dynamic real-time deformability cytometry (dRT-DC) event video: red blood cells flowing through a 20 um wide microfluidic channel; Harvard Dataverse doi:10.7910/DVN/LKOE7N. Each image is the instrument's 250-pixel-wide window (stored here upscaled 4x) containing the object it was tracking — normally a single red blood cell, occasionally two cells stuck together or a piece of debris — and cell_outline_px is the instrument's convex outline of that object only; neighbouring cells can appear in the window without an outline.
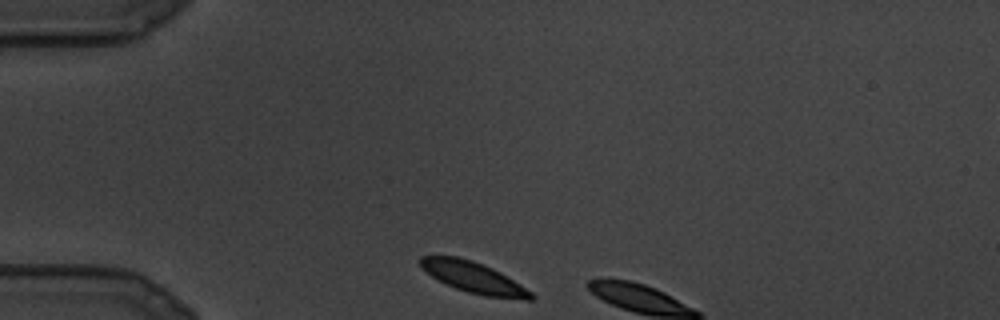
{"species": "common noctule bat (a hibernating species)", "species_latin": "Nyctalus noctula", "temperature_condition": "cold", "stored_images_in_passage": 2, "camera_frame_rate_fps": 3000, "um_per_image_px": 0.085, "animal": {"sex": "male", "body_mass_g": 19.5, "forearm_length_mm": 54.6}, "frame": {"image": 1, "passage_image": 1, "time_ms": 0.0, "image_size_px": [1000, 320], "cell_outline_px": [[536, 296], [532, 300], [524, 300], [484, 296], [468, 292], [456, 288], [432, 276], [420, 268], [420, 256], [456, 256], [472, 260], [492, 268], [500, 272], [532, 292]], "centroid_in_image_um": [40.28, 23.59], "position_along_channel_um": 44.7, "area_um2": 19.83}}